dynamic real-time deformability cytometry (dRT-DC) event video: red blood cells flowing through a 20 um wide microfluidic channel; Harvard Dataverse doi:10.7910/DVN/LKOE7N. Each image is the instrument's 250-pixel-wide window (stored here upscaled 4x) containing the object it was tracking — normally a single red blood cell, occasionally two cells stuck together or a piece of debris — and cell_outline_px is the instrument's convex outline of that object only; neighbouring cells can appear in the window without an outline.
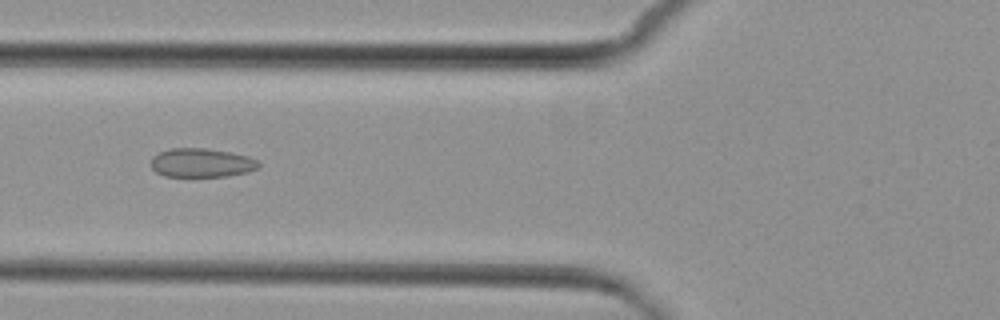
{"species": "common noctule bat (a hibernating species)", "species_latin": "Nyctalus noctula", "temperature_condition": "cold", "stored_images_in_passage": 7, "camera_frame_rate_fps": 3000, "um_per_image_px": 0.085, "animal": {"sex": "female", "body_mass_g": 29.2, "forearm_length_mm": 56.3}, "frame": {"image": 1, "passage_image": 5, "time_ms": 5.0, "image_size_px": [1000, 320], "cell_outline_px": [[260, 168], [248, 172], [228, 176], [164, 176], [156, 172], [152, 168], [152, 156], [168, 148], [204, 148], [232, 152], [248, 156], [256, 160], [260, 164]], "centroid_in_image_um": [17.15, 13.83], "position_along_channel_um": 108.7, "area_um2": 18.21}}
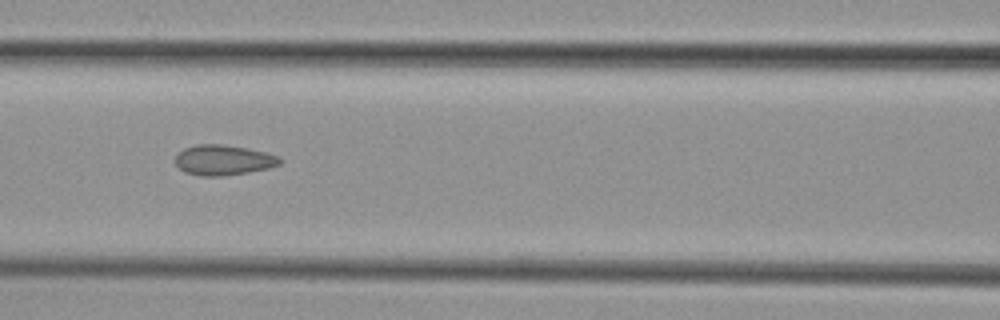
{"frame": {"image": 2, "passage_image": 6, "time_ms": 6.0, "image_size_px": [1000, 320], "cell_outline_px": [[284, 160], [280, 164], [268, 168], [248, 172], [224, 176], [200, 176], [184, 172], [172, 160], [176, 152], [184, 148], [196, 144], [220, 144], [248, 148], [280, 156]], "centroid_in_image_um": [18.95, 13.6], "position_along_channel_um": 147.7, "area_um2": 18.79}}
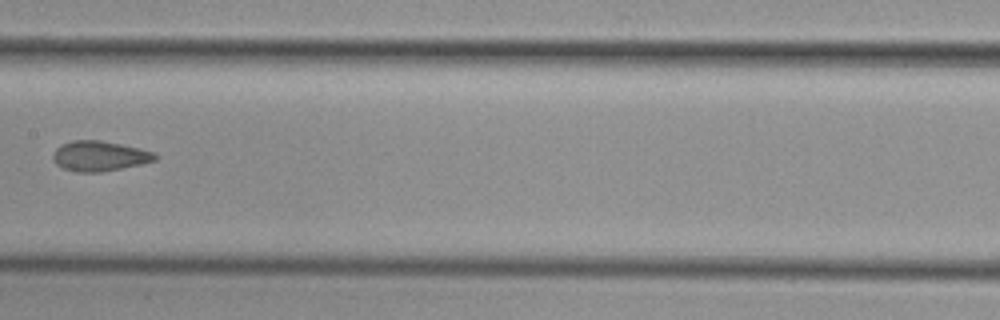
{"frame": {"image": 3, "passage_image": 7, "time_ms": 7.333, "image_size_px": [1000, 320], "cell_outline_px": [[156, 160], [140, 164], [100, 172], [76, 172], [64, 168], [56, 164], [52, 156], [52, 152], [56, 148], [72, 140], [100, 140], [120, 144], [152, 152], [156, 156]], "centroid_in_image_um": [8.4, 13.26], "position_along_channel_um": 199.0, "area_um2": 17.57}}